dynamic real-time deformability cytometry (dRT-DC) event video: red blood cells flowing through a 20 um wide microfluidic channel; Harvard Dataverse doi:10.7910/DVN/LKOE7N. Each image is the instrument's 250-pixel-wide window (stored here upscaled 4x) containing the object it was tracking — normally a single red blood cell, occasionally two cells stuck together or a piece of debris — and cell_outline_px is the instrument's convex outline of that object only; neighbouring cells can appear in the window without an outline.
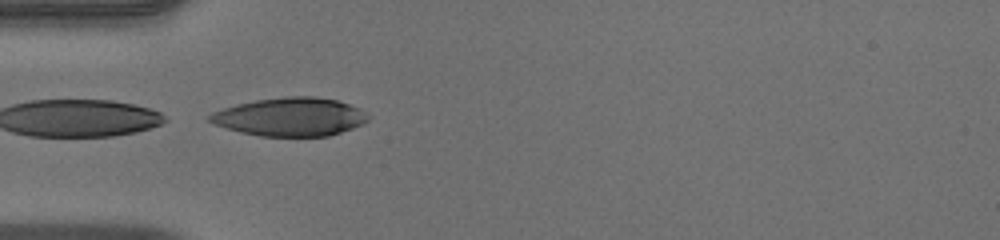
{"species": "human", "species_latin": "Homo sapiens", "temperature_condition": "warm", "stored_images_in_passage": 13, "camera_frame_rate_fps": 3000, "um_per_image_px": 0.085, "donor": {"sex": "male"}, "frame": {"image": 1, "passage_image": 1, "time_ms": 0.0, "image_size_px": [1000, 240], "cell_outline_px": [[368, 120], [352, 128], [328, 136], [260, 136], [240, 132], [216, 124], [208, 120], [208, 116], [212, 112], [236, 104], [256, 100], [288, 96], [316, 96], [336, 100], [360, 108], [368, 116]], "centroid_in_image_um": [24.66, 9.93], "position_along_channel_um": 60.3, "area_um2": 35.14}}
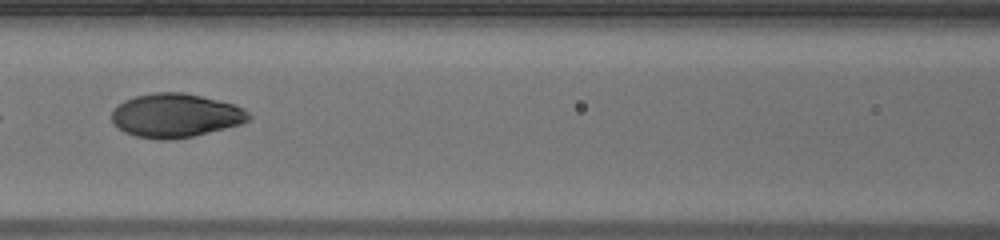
{"frame": {"image": 2, "passage_image": 8, "time_ms": 2.333, "image_size_px": [1000, 240], "cell_outline_px": [[252, 116], [248, 120], [240, 124], [192, 136], [168, 140], [160, 140], [136, 136], [124, 132], [112, 124], [112, 108], [124, 100], [136, 96], [152, 92], [180, 92], [200, 96], [232, 104], [244, 108]], "centroid_in_image_um": [14.87, 9.81], "position_along_channel_um": 151.7, "area_um2": 34.85}}
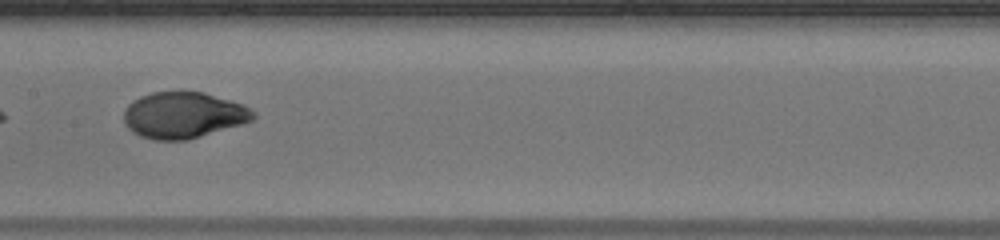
{"frame": {"image": 3, "passage_image": 11, "time_ms": 3.333, "image_size_px": [1000, 240], "cell_outline_px": [[256, 116], [252, 120], [240, 124], [188, 140], [156, 140], [140, 136], [132, 132], [128, 128], [124, 120], [124, 108], [132, 100], [140, 96], [152, 92], [204, 92], [240, 104], [256, 112]], "centroid_in_image_um": [15.54, 9.79], "position_along_channel_um": 191.9, "area_um2": 34.62}}